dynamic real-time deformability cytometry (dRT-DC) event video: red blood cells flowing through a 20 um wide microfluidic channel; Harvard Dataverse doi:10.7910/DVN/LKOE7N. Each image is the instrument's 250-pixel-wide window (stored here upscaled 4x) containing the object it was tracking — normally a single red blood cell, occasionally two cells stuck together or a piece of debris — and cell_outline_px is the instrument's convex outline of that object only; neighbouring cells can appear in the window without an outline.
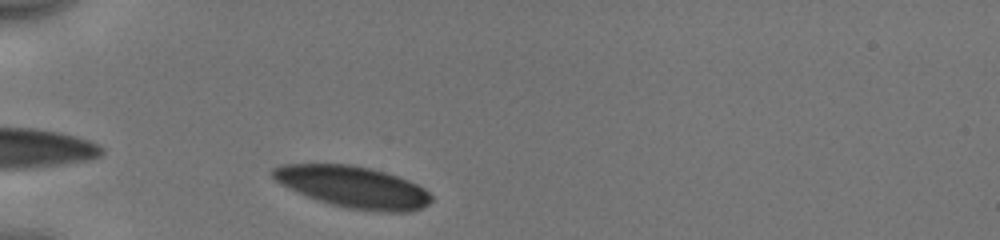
{"species": "human", "species_latin": "Homo sapiens", "temperature_condition": "cold", "stored_images_in_passage": 30, "camera_frame_rate_fps": 3000, "um_per_image_px": 0.085, "donor": {"sex": "male"}, "frame": {"image": 1, "passage_image": 1, "time_ms": 0.0, "image_size_px": [1000, 240], "cell_outline_px": [[432, 200], [428, 204], [412, 212], [380, 212], [348, 208], [316, 200], [288, 188], [280, 184], [272, 176], [272, 168], [284, 164], [352, 164], [384, 172], [408, 180], [424, 188], [432, 196]], "centroid_in_image_um": [30.01, 15.9], "position_along_channel_um": 55.0, "area_um2": 38.32}}
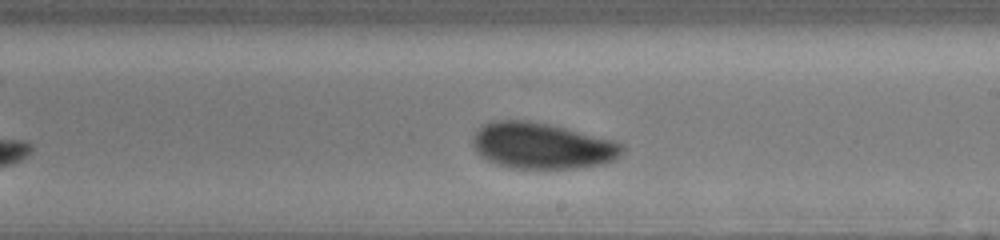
{"frame": {"image": 2, "passage_image": 17, "time_ms": 5.333, "image_size_px": [1000, 240], "cell_outline_px": [[624, 152], [616, 160], [600, 164], [580, 168], [512, 168], [496, 164], [480, 156], [476, 152], [472, 144], [472, 136], [484, 124], [492, 120], [528, 120], [548, 124], [612, 140], [624, 144]], "centroid_in_image_um": [46.06, 12.39], "position_along_channel_um": 242.9, "area_um2": 40.17}}
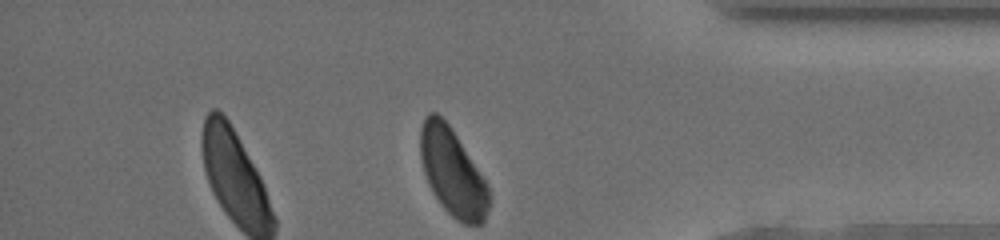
{"frame": {"image": 3, "passage_image": 30, "time_ms": 9.667, "image_size_px": [1000, 240], "cell_outline_px": [[488, 208], [484, 220], [480, 224], [464, 224], [456, 220], [440, 204], [432, 192], [428, 184], [424, 172], [420, 156], [420, 128], [424, 116], [428, 112], [436, 112], [448, 124], [488, 184]], "centroid_in_image_um": [38.43, 14.63], "position_along_channel_um": 396.8, "area_um2": 34.56}, "authors_computed_cell_mechanics": {"area_um2": 39.6797, "velocity_mm_per_s": 3.915, "shape_relaxation_time_tau1_ms": 2.2347, "shape_relaxation_time_tau2_ms": 2.102, "deformation_change_tau1": 0.0977, "deformation_change_tau2": 0.0597}}